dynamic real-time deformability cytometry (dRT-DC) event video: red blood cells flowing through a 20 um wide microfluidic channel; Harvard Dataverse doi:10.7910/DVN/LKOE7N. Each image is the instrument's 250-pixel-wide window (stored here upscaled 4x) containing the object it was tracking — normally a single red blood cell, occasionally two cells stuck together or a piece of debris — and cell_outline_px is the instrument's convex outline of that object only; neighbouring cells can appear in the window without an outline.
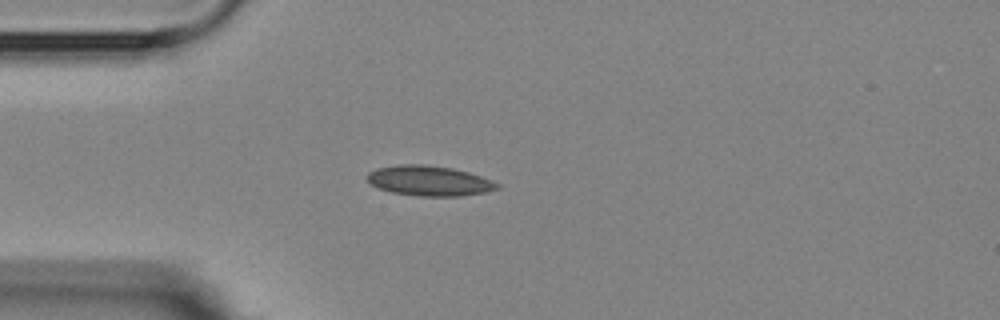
{"species": "Egyptian fruit bat (a non-hibernating species)", "species_latin": "Rousettus aegyptiacus", "temperature_condition": "room temperature", "stored_images_in_passage": 3, "camera_frame_rate_fps": 3000, "um_per_image_px": 0.085, "animal": {"sex": "female"}, "frame": {"image": 1, "passage_image": 3, "time_ms": 2.333, "image_size_px": [1000, 320], "cell_outline_px": [[500, 188], [484, 192], [460, 196], [420, 196], [392, 192], [380, 188], [372, 184], [368, 180], [368, 172], [376, 168], [400, 164], [424, 164], [452, 168], [468, 172], [492, 180], [500, 184]], "centroid_in_image_um": [36.5, 15.36], "position_along_channel_um": 48.5, "area_um2": 22.66}}